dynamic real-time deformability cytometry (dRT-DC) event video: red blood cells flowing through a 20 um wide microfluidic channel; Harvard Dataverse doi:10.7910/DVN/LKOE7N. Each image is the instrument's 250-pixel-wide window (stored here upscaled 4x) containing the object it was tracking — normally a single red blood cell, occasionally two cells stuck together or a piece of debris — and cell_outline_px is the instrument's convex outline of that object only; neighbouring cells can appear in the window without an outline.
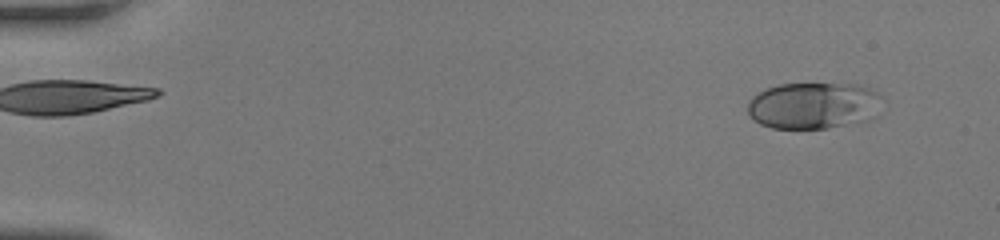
{"species": "human", "species_latin": "Homo sapiens", "temperature_condition": "room temperature", "stored_images_in_passage": 21, "camera_frame_rate_fps": 3000, "um_per_image_px": 0.085, "donor": {"sex": "female"}, "frame": {"image": 1, "passage_image": 5, "time_ms": 1.333, "image_size_px": [1000, 240], "cell_outline_px": [[884, 96], [876, 116], [868, 120], [828, 128], [772, 128], [760, 124], [752, 120], [748, 116], [748, 100], [756, 92], [780, 84], [856, 84], [868, 88]], "centroid_in_image_um": [69.14, 8.97], "position_along_channel_um": 15.9, "area_um2": 36.93}}
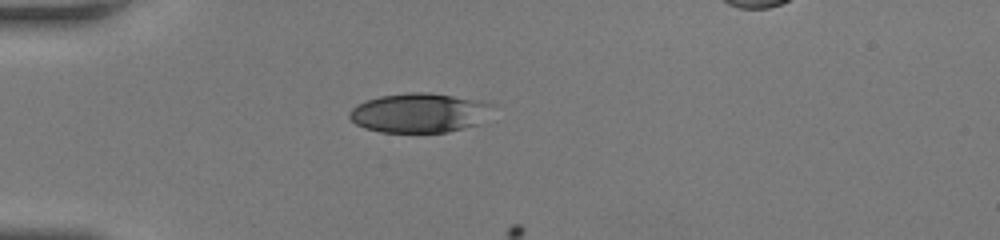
{"frame": {"image": 2, "passage_image": 16, "time_ms": 5.0, "image_size_px": [1000, 240], "cell_outline_px": [[496, 104], [480, 124], [448, 132], [380, 132], [364, 128], [356, 124], [348, 116], [348, 112], [356, 104], [364, 100], [380, 96], [408, 92], [428, 92], [480, 100]], "centroid_in_image_um": [35.64, 9.59], "position_along_channel_um": 49.4, "area_um2": 33.23}}